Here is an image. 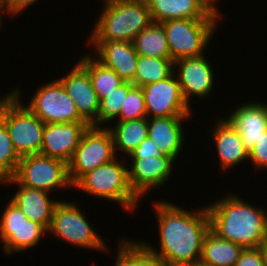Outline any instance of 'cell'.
Here are the masks:
<instances>
[{"label": "cell", "instance_id": "cell-12", "mask_svg": "<svg viewBox=\"0 0 267 266\" xmlns=\"http://www.w3.org/2000/svg\"><path fill=\"white\" fill-rule=\"evenodd\" d=\"M175 72L156 83L141 87L144 94L147 118L189 116L190 106L185 101Z\"/></svg>", "mask_w": 267, "mask_h": 266}, {"label": "cell", "instance_id": "cell-25", "mask_svg": "<svg viewBox=\"0 0 267 266\" xmlns=\"http://www.w3.org/2000/svg\"><path fill=\"white\" fill-rule=\"evenodd\" d=\"M138 55L154 58H171L167 44V35L161 23L152 22L132 41Z\"/></svg>", "mask_w": 267, "mask_h": 266}, {"label": "cell", "instance_id": "cell-24", "mask_svg": "<svg viewBox=\"0 0 267 266\" xmlns=\"http://www.w3.org/2000/svg\"><path fill=\"white\" fill-rule=\"evenodd\" d=\"M141 118L138 120L118 121L113 127L109 128L116 149L129 156L140 144L148 137V120Z\"/></svg>", "mask_w": 267, "mask_h": 266}, {"label": "cell", "instance_id": "cell-13", "mask_svg": "<svg viewBox=\"0 0 267 266\" xmlns=\"http://www.w3.org/2000/svg\"><path fill=\"white\" fill-rule=\"evenodd\" d=\"M75 102L79 115L91 126L98 125L100 101L93 89L88 72L76 63L64 77L57 79Z\"/></svg>", "mask_w": 267, "mask_h": 266}, {"label": "cell", "instance_id": "cell-10", "mask_svg": "<svg viewBox=\"0 0 267 266\" xmlns=\"http://www.w3.org/2000/svg\"><path fill=\"white\" fill-rule=\"evenodd\" d=\"M27 108L44 123L86 122L57 79L39 87Z\"/></svg>", "mask_w": 267, "mask_h": 266}, {"label": "cell", "instance_id": "cell-7", "mask_svg": "<svg viewBox=\"0 0 267 266\" xmlns=\"http://www.w3.org/2000/svg\"><path fill=\"white\" fill-rule=\"evenodd\" d=\"M4 182L47 192L53 188L73 186L68 175V164L41 154L21 157L15 175L1 183Z\"/></svg>", "mask_w": 267, "mask_h": 266}, {"label": "cell", "instance_id": "cell-26", "mask_svg": "<svg viewBox=\"0 0 267 266\" xmlns=\"http://www.w3.org/2000/svg\"><path fill=\"white\" fill-rule=\"evenodd\" d=\"M82 58L79 64L88 72L99 101L124 82L114 70L104 66L98 60L92 59L88 55Z\"/></svg>", "mask_w": 267, "mask_h": 266}, {"label": "cell", "instance_id": "cell-27", "mask_svg": "<svg viewBox=\"0 0 267 266\" xmlns=\"http://www.w3.org/2000/svg\"><path fill=\"white\" fill-rule=\"evenodd\" d=\"M174 61L171 58L138 57L134 76V86L143 87L156 83L171 76L174 71Z\"/></svg>", "mask_w": 267, "mask_h": 266}, {"label": "cell", "instance_id": "cell-14", "mask_svg": "<svg viewBox=\"0 0 267 266\" xmlns=\"http://www.w3.org/2000/svg\"><path fill=\"white\" fill-rule=\"evenodd\" d=\"M89 126L87 122L45 123L40 154L68 164Z\"/></svg>", "mask_w": 267, "mask_h": 266}, {"label": "cell", "instance_id": "cell-37", "mask_svg": "<svg viewBox=\"0 0 267 266\" xmlns=\"http://www.w3.org/2000/svg\"><path fill=\"white\" fill-rule=\"evenodd\" d=\"M262 253H263V256H264L265 265L267 266V243L262 245Z\"/></svg>", "mask_w": 267, "mask_h": 266}, {"label": "cell", "instance_id": "cell-16", "mask_svg": "<svg viewBox=\"0 0 267 266\" xmlns=\"http://www.w3.org/2000/svg\"><path fill=\"white\" fill-rule=\"evenodd\" d=\"M178 69V82L182 95L190 106V96H208L213 88V71L203 55L182 58L174 62Z\"/></svg>", "mask_w": 267, "mask_h": 266}, {"label": "cell", "instance_id": "cell-33", "mask_svg": "<svg viewBox=\"0 0 267 266\" xmlns=\"http://www.w3.org/2000/svg\"><path fill=\"white\" fill-rule=\"evenodd\" d=\"M234 266H266L262 246L244 248Z\"/></svg>", "mask_w": 267, "mask_h": 266}, {"label": "cell", "instance_id": "cell-34", "mask_svg": "<svg viewBox=\"0 0 267 266\" xmlns=\"http://www.w3.org/2000/svg\"><path fill=\"white\" fill-rule=\"evenodd\" d=\"M152 139L145 138L141 144L129 155V157H163Z\"/></svg>", "mask_w": 267, "mask_h": 266}, {"label": "cell", "instance_id": "cell-8", "mask_svg": "<svg viewBox=\"0 0 267 266\" xmlns=\"http://www.w3.org/2000/svg\"><path fill=\"white\" fill-rule=\"evenodd\" d=\"M116 157L110 131L104 127L89 126L68 163V175L72 185L84 174Z\"/></svg>", "mask_w": 267, "mask_h": 266}, {"label": "cell", "instance_id": "cell-4", "mask_svg": "<svg viewBox=\"0 0 267 266\" xmlns=\"http://www.w3.org/2000/svg\"><path fill=\"white\" fill-rule=\"evenodd\" d=\"M19 95L16 89L0 99V117L20 157L40 154L45 123L21 104Z\"/></svg>", "mask_w": 267, "mask_h": 266}, {"label": "cell", "instance_id": "cell-35", "mask_svg": "<svg viewBox=\"0 0 267 266\" xmlns=\"http://www.w3.org/2000/svg\"><path fill=\"white\" fill-rule=\"evenodd\" d=\"M37 0H2L4 6V12L14 15L24 11L28 5H33Z\"/></svg>", "mask_w": 267, "mask_h": 266}, {"label": "cell", "instance_id": "cell-23", "mask_svg": "<svg viewBox=\"0 0 267 266\" xmlns=\"http://www.w3.org/2000/svg\"><path fill=\"white\" fill-rule=\"evenodd\" d=\"M244 248L222 239L211 230L204 236L200 263L209 266H234Z\"/></svg>", "mask_w": 267, "mask_h": 266}, {"label": "cell", "instance_id": "cell-2", "mask_svg": "<svg viewBox=\"0 0 267 266\" xmlns=\"http://www.w3.org/2000/svg\"><path fill=\"white\" fill-rule=\"evenodd\" d=\"M210 230L218 237L243 248L267 243V212L246 203L240 197L227 195L207 206Z\"/></svg>", "mask_w": 267, "mask_h": 266}, {"label": "cell", "instance_id": "cell-28", "mask_svg": "<svg viewBox=\"0 0 267 266\" xmlns=\"http://www.w3.org/2000/svg\"><path fill=\"white\" fill-rule=\"evenodd\" d=\"M115 266H165L142 242L122 240Z\"/></svg>", "mask_w": 267, "mask_h": 266}, {"label": "cell", "instance_id": "cell-19", "mask_svg": "<svg viewBox=\"0 0 267 266\" xmlns=\"http://www.w3.org/2000/svg\"><path fill=\"white\" fill-rule=\"evenodd\" d=\"M228 121L240 133L244 148L250 152L255 142L267 130V105L247 103L239 106Z\"/></svg>", "mask_w": 267, "mask_h": 266}, {"label": "cell", "instance_id": "cell-6", "mask_svg": "<svg viewBox=\"0 0 267 266\" xmlns=\"http://www.w3.org/2000/svg\"><path fill=\"white\" fill-rule=\"evenodd\" d=\"M219 19H172L161 23L167 35L171 59L203 55Z\"/></svg>", "mask_w": 267, "mask_h": 266}, {"label": "cell", "instance_id": "cell-36", "mask_svg": "<svg viewBox=\"0 0 267 266\" xmlns=\"http://www.w3.org/2000/svg\"><path fill=\"white\" fill-rule=\"evenodd\" d=\"M204 2H206V4L212 9L214 10L215 12H219L215 7H214V4L213 2L215 3L216 0H203Z\"/></svg>", "mask_w": 267, "mask_h": 266}, {"label": "cell", "instance_id": "cell-29", "mask_svg": "<svg viewBox=\"0 0 267 266\" xmlns=\"http://www.w3.org/2000/svg\"><path fill=\"white\" fill-rule=\"evenodd\" d=\"M20 159L3 119L0 117V184L15 175Z\"/></svg>", "mask_w": 267, "mask_h": 266}, {"label": "cell", "instance_id": "cell-15", "mask_svg": "<svg viewBox=\"0 0 267 266\" xmlns=\"http://www.w3.org/2000/svg\"><path fill=\"white\" fill-rule=\"evenodd\" d=\"M128 168L129 183L134 193L140 198L151 188H159L170 177L174 160L163 157H130Z\"/></svg>", "mask_w": 267, "mask_h": 266}, {"label": "cell", "instance_id": "cell-5", "mask_svg": "<svg viewBox=\"0 0 267 266\" xmlns=\"http://www.w3.org/2000/svg\"><path fill=\"white\" fill-rule=\"evenodd\" d=\"M116 159L84 174L73 187L88 194L118 202L127 210H133L137 207L140 198L130 186L127 167Z\"/></svg>", "mask_w": 267, "mask_h": 266}, {"label": "cell", "instance_id": "cell-30", "mask_svg": "<svg viewBox=\"0 0 267 266\" xmlns=\"http://www.w3.org/2000/svg\"><path fill=\"white\" fill-rule=\"evenodd\" d=\"M134 86L132 82L124 81L109 95L100 101L98 124L101 126L120 115L121 107L125 102L128 91Z\"/></svg>", "mask_w": 267, "mask_h": 266}, {"label": "cell", "instance_id": "cell-31", "mask_svg": "<svg viewBox=\"0 0 267 266\" xmlns=\"http://www.w3.org/2000/svg\"><path fill=\"white\" fill-rule=\"evenodd\" d=\"M146 117L147 114L143 90L141 87L133 86L128 91L125 102L121 107L118 121L138 120Z\"/></svg>", "mask_w": 267, "mask_h": 266}, {"label": "cell", "instance_id": "cell-9", "mask_svg": "<svg viewBox=\"0 0 267 266\" xmlns=\"http://www.w3.org/2000/svg\"><path fill=\"white\" fill-rule=\"evenodd\" d=\"M84 214L75 204L59 201L48 231L79 247L106 250L105 243L89 225Z\"/></svg>", "mask_w": 267, "mask_h": 266}, {"label": "cell", "instance_id": "cell-1", "mask_svg": "<svg viewBox=\"0 0 267 266\" xmlns=\"http://www.w3.org/2000/svg\"><path fill=\"white\" fill-rule=\"evenodd\" d=\"M159 222L160 251L142 243L165 266H193L200 262L204 236L210 230L207 207L195 213L172 203L154 205Z\"/></svg>", "mask_w": 267, "mask_h": 266}, {"label": "cell", "instance_id": "cell-20", "mask_svg": "<svg viewBox=\"0 0 267 266\" xmlns=\"http://www.w3.org/2000/svg\"><path fill=\"white\" fill-rule=\"evenodd\" d=\"M189 116L156 117L148 121V137L158 150L174 161L180 154L184 141L182 120Z\"/></svg>", "mask_w": 267, "mask_h": 266}, {"label": "cell", "instance_id": "cell-11", "mask_svg": "<svg viewBox=\"0 0 267 266\" xmlns=\"http://www.w3.org/2000/svg\"><path fill=\"white\" fill-rule=\"evenodd\" d=\"M0 238L7 254L34 247L48 230L41 224L29 220L11 200L0 220Z\"/></svg>", "mask_w": 267, "mask_h": 266}, {"label": "cell", "instance_id": "cell-38", "mask_svg": "<svg viewBox=\"0 0 267 266\" xmlns=\"http://www.w3.org/2000/svg\"><path fill=\"white\" fill-rule=\"evenodd\" d=\"M4 9V6H3V2H2V0H0V13H1V11ZM2 16H1V14H0V27H1V24H2Z\"/></svg>", "mask_w": 267, "mask_h": 266}, {"label": "cell", "instance_id": "cell-39", "mask_svg": "<svg viewBox=\"0 0 267 266\" xmlns=\"http://www.w3.org/2000/svg\"><path fill=\"white\" fill-rule=\"evenodd\" d=\"M193 266H209V265H206V264H203V263L198 262L197 264H195Z\"/></svg>", "mask_w": 267, "mask_h": 266}, {"label": "cell", "instance_id": "cell-18", "mask_svg": "<svg viewBox=\"0 0 267 266\" xmlns=\"http://www.w3.org/2000/svg\"><path fill=\"white\" fill-rule=\"evenodd\" d=\"M96 46L98 61L114 70L124 81L134 84L138 53L133 43L127 41H90Z\"/></svg>", "mask_w": 267, "mask_h": 266}, {"label": "cell", "instance_id": "cell-3", "mask_svg": "<svg viewBox=\"0 0 267 266\" xmlns=\"http://www.w3.org/2000/svg\"><path fill=\"white\" fill-rule=\"evenodd\" d=\"M152 22L146 0H105L90 41L132 42Z\"/></svg>", "mask_w": 267, "mask_h": 266}, {"label": "cell", "instance_id": "cell-17", "mask_svg": "<svg viewBox=\"0 0 267 266\" xmlns=\"http://www.w3.org/2000/svg\"><path fill=\"white\" fill-rule=\"evenodd\" d=\"M152 21L163 23L172 19H219L203 0H146Z\"/></svg>", "mask_w": 267, "mask_h": 266}, {"label": "cell", "instance_id": "cell-32", "mask_svg": "<svg viewBox=\"0 0 267 266\" xmlns=\"http://www.w3.org/2000/svg\"><path fill=\"white\" fill-rule=\"evenodd\" d=\"M249 159L256 168H267V130L255 142L250 150Z\"/></svg>", "mask_w": 267, "mask_h": 266}, {"label": "cell", "instance_id": "cell-22", "mask_svg": "<svg viewBox=\"0 0 267 266\" xmlns=\"http://www.w3.org/2000/svg\"><path fill=\"white\" fill-rule=\"evenodd\" d=\"M217 122L213 136L222 169L226 170L249 159V152L244 148L240 133L227 119Z\"/></svg>", "mask_w": 267, "mask_h": 266}, {"label": "cell", "instance_id": "cell-21", "mask_svg": "<svg viewBox=\"0 0 267 266\" xmlns=\"http://www.w3.org/2000/svg\"><path fill=\"white\" fill-rule=\"evenodd\" d=\"M20 189L11 201L27 216L29 220L43 225L47 230L52 223L53 212L59 201H53L44 190L19 185Z\"/></svg>", "mask_w": 267, "mask_h": 266}]
</instances>
